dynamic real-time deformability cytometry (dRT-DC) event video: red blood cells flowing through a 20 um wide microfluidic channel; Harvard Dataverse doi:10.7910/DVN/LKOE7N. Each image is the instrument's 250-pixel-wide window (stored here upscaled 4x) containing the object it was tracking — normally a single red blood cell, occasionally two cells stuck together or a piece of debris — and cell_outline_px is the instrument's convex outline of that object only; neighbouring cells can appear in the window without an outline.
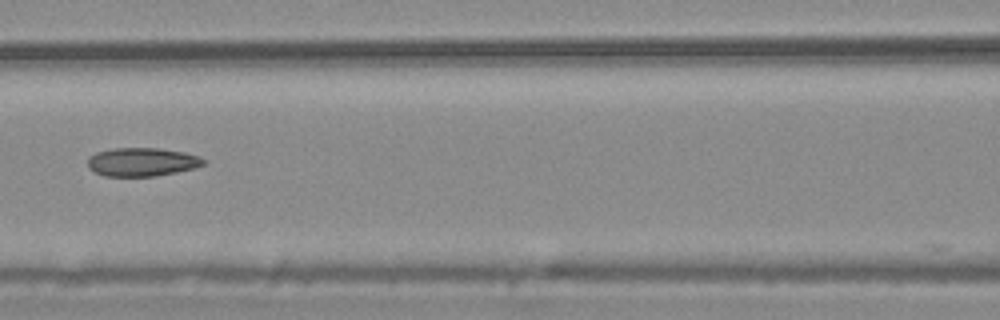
{"species": "common noctule bat (a hibernating species)", "species_latin": "Nyctalus noctula", "temperature_condition": "warm", "stored_images_in_passage": 4, "camera_frame_rate_fps": 3000, "um_per_image_px": 0.085, "animal": {"sex": "male", "body_mass_g": 20.4}, "frame": {"image": 1, "passage_image": 4, "time_ms": 1.0, "image_size_px": [1000, 320], "cell_outline_px": [[208, 160], [204, 164], [196, 168], [156, 176], [104, 176], [88, 168], [88, 156], [96, 152], [112, 148], [160, 148], [184, 152], [200, 156]], "centroid_in_image_um": [12.09, 13.76], "position_along_channel_um": 154.5, "area_um2": 19.48}}